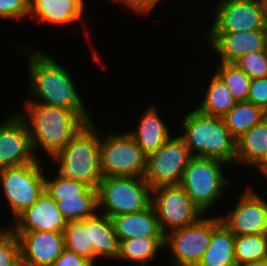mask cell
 Returning <instances> with one entry per match:
<instances>
[{"label": "cell", "instance_id": "4", "mask_svg": "<svg viewBox=\"0 0 267 266\" xmlns=\"http://www.w3.org/2000/svg\"><path fill=\"white\" fill-rule=\"evenodd\" d=\"M94 123L92 121L83 127L50 159L58 165L57 177L74 179L97 189L103 176L99 158V128Z\"/></svg>", "mask_w": 267, "mask_h": 266}, {"label": "cell", "instance_id": "6", "mask_svg": "<svg viewBox=\"0 0 267 266\" xmlns=\"http://www.w3.org/2000/svg\"><path fill=\"white\" fill-rule=\"evenodd\" d=\"M99 158L103 177L130 176L144 178L147 156L126 130L125 133L99 130Z\"/></svg>", "mask_w": 267, "mask_h": 266}, {"label": "cell", "instance_id": "16", "mask_svg": "<svg viewBox=\"0 0 267 266\" xmlns=\"http://www.w3.org/2000/svg\"><path fill=\"white\" fill-rule=\"evenodd\" d=\"M20 244L21 266H52L65 249L63 232H13Z\"/></svg>", "mask_w": 267, "mask_h": 266}, {"label": "cell", "instance_id": "23", "mask_svg": "<svg viewBox=\"0 0 267 266\" xmlns=\"http://www.w3.org/2000/svg\"><path fill=\"white\" fill-rule=\"evenodd\" d=\"M267 157V117L236 139V164L254 170Z\"/></svg>", "mask_w": 267, "mask_h": 266}, {"label": "cell", "instance_id": "18", "mask_svg": "<svg viewBox=\"0 0 267 266\" xmlns=\"http://www.w3.org/2000/svg\"><path fill=\"white\" fill-rule=\"evenodd\" d=\"M13 221V225L8 227L12 232H63L67 224L57 203L45 190L31 207L26 208Z\"/></svg>", "mask_w": 267, "mask_h": 266}, {"label": "cell", "instance_id": "30", "mask_svg": "<svg viewBox=\"0 0 267 266\" xmlns=\"http://www.w3.org/2000/svg\"><path fill=\"white\" fill-rule=\"evenodd\" d=\"M215 73L223 80L236 102L248 101L251 78L235 63L219 62Z\"/></svg>", "mask_w": 267, "mask_h": 266}, {"label": "cell", "instance_id": "40", "mask_svg": "<svg viewBox=\"0 0 267 266\" xmlns=\"http://www.w3.org/2000/svg\"><path fill=\"white\" fill-rule=\"evenodd\" d=\"M258 167H267V157L264 159V161Z\"/></svg>", "mask_w": 267, "mask_h": 266}, {"label": "cell", "instance_id": "14", "mask_svg": "<svg viewBox=\"0 0 267 266\" xmlns=\"http://www.w3.org/2000/svg\"><path fill=\"white\" fill-rule=\"evenodd\" d=\"M246 187L233 209L219 215L221 223L235 235L267 234V200L252 186Z\"/></svg>", "mask_w": 267, "mask_h": 266}, {"label": "cell", "instance_id": "25", "mask_svg": "<svg viewBox=\"0 0 267 266\" xmlns=\"http://www.w3.org/2000/svg\"><path fill=\"white\" fill-rule=\"evenodd\" d=\"M234 241L235 234L220 223L212 231L209 246L197 266H237Z\"/></svg>", "mask_w": 267, "mask_h": 266}, {"label": "cell", "instance_id": "37", "mask_svg": "<svg viewBox=\"0 0 267 266\" xmlns=\"http://www.w3.org/2000/svg\"><path fill=\"white\" fill-rule=\"evenodd\" d=\"M241 266H267V260L256 261V262L248 263V264L241 265Z\"/></svg>", "mask_w": 267, "mask_h": 266}, {"label": "cell", "instance_id": "26", "mask_svg": "<svg viewBox=\"0 0 267 266\" xmlns=\"http://www.w3.org/2000/svg\"><path fill=\"white\" fill-rule=\"evenodd\" d=\"M209 79L205 97L195 108L209 116L223 117L235 105L236 101L223 80L215 72Z\"/></svg>", "mask_w": 267, "mask_h": 266}, {"label": "cell", "instance_id": "3", "mask_svg": "<svg viewBox=\"0 0 267 266\" xmlns=\"http://www.w3.org/2000/svg\"><path fill=\"white\" fill-rule=\"evenodd\" d=\"M179 136L192 157L213 158L236 165V139L222 117L209 116L196 108L182 116Z\"/></svg>", "mask_w": 267, "mask_h": 266}, {"label": "cell", "instance_id": "9", "mask_svg": "<svg viewBox=\"0 0 267 266\" xmlns=\"http://www.w3.org/2000/svg\"><path fill=\"white\" fill-rule=\"evenodd\" d=\"M221 223L219 215H205L195 224L165 234L164 249H170L173 266H197L207 250L212 231ZM168 247V248H167Z\"/></svg>", "mask_w": 267, "mask_h": 266}, {"label": "cell", "instance_id": "10", "mask_svg": "<svg viewBox=\"0 0 267 266\" xmlns=\"http://www.w3.org/2000/svg\"><path fill=\"white\" fill-rule=\"evenodd\" d=\"M151 204L164 234L195 224L205 215L180 184L153 188Z\"/></svg>", "mask_w": 267, "mask_h": 266}, {"label": "cell", "instance_id": "7", "mask_svg": "<svg viewBox=\"0 0 267 266\" xmlns=\"http://www.w3.org/2000/svg\"><path fill=\"white\" fill-rule=\"evenodd\" d=\"M151 193L144 178L102 177L97 188L98 211L108 217L141 211L151 204Z\"/></svg>", "mask_w": 267, "mask_h": 266}, {"label": "cell", "instance_id": "13", "mask_svg": "<svg viewBox=\"0 0 267 266\" xmlns=\"http://www.w3.org/2000/svg\"><path fill=\"white\" fill-rule=\"evenodd\" d=\"M208 32L267 30L261 0H218Z\"/></svg>", "mask_w": 267, "mask_h": 266}, {"label": "cell", "instance_id": "33", "mask_svg": "<svg viewBox=\"0 0 267 266\" xmlns=\"http://www.w3.org/2000/svg\"><path fill=\"white\" fill-rule=\"evenodd\" d=\"M29 0H0V19L18 20L29 17Z\"/></svg>", "mask_w": 267, "mask_h": 266}, {"label": "cell", "instance_id": "27", "mask_svg": "<svg viewBox=\"0 0 267 266\" xmlns=\"http://www.w3.org/2000/svg\"><path fill=\"white\" fill-rule=\"evenodd\" d=\"M267 113L249 101L236 102L222 117L231 135L238 139L242 134L260 123Z\"/></svg>", "mask_w": 267, "mask_h": 266}, {"label": "cell", "instance_id": "17", "mask_svg": "<svg viewBox=\"0 0 267 266\" xmlns=\"http://www.w3.org/2000/svg\"><path fill=\"white\" fill-rule=\"evenodd\" d=\"M206 39L219 62L234 63L248 52L266 50L267 30L207 32Z\"/></svg>", "mask_w": 267, "mask_h": 266}, {"label": "cell", "instance_id": "38", "mask_svg": "<svg viewBox=\"0 0 267 266\" xmlns=\"http://www.w3.org/2000/svg\"><path fill=\"white\" fill-rule=\"evenodd\" d=\"M256 169L259 171V173H262L261 175H263L264 178L267 179V167H257Z\"/></svg>", "mask_w": 267, "mask_h": 266}, {"label": "cell", "instance_id": "19", "mask_svg": "<svg viewBox=\"0 0 267 266\" xmlns=\"http://www.w3.org/2000/svg\"><path fill=\"white\" fill-rule=\"evenodd\" d=\"M85 3V0H31L29 18L52 26L82 23L87 13Z\"/></svg>", "mask_w": 267, "mask_h": 266}, {"label": "cell", "instance_id": "24", "mask_svg": "<svg viewBox=\"0 0 267 266\" xmlns=\"http://www.w3.org/2000/svg\"><path fill=\"white\" fill-rule=\"evenodd\" d=\"M165 236H141L120 241L116 260L134 266H148L164 250Z\"/></svg>", "mask_w": 267, "mask_h": 266}, {"label": "cell", "instance_id": "5", "mask_svg": "<svg viewBox=\"0 0 267 266\" xmlns=\"http://www.w3.org/2000/svg\"><path fill=\"white\" fill-rule=\"evenodd\" d=\"M225 165L228 164L218 159L192 157L184 170L180 185L205 215L225 197V189L231 183L225 176Z\"/></svg>", "mask_w": 267, "mask_h": 266}, {"label": "cell", "instance_id": "12", "mask_svg": "<svg viewBox=\"0 0 267 266\" xmlns=\"http://www.w3.org/2000/svg\"><path fill=\"white\" fill-rule=\"evenodd\" d=\"M192 155L184 140L172 135L156 152L147 156L144 180L155 188L180 184Z\"/></svg>", "mask_w": 267, "mask_h": 266}, {"label": "cell", "instance_id": "2", "mask_svg": "<svg viewBox=\"0 0 267 266\" xmlns=\"http://www.w3.org/2000/svg\"><path fill=\"white\" fill-rule=\"evenodd\" d=\"M17 112L27 123L36 157L39 154L37 151L42 150L49 157L57 155L83 127L94 120L90 113H74L70 109L42 103H24Z\"/></svg>", "mask_w": 267, "mask_h": 266}, {"label": "cell", "instance_id": "41", "mask_svg": "<svg viewBox=\"0 0 267 266\" xmlns=\"http://www.w3.org/2000/svg\"><path fill=\"white\" fill-rule=\"evenodd\" d=\"M6 229H7V228H5V227L0 228V235H1Z\"/></svg>", "mask_w": 267, "mask_h": 266}, {"label": "cell", "instance_id": "28", "mask_svg": "<svg viewBox=\"0 0 267 266\" xmlns=\"http://www.w3.org/2000/svg\"><path fill=\"white\" fill-rule=\"evenodd\" d=\"M237 266L267 260V234L235 235Z\"/></svg>", "mask_w": 267, "mask_h": 266}, {"label": "cell", "instance_id": "35", "mask_svg": "<svg viewBox=\"0 0 267 266\" xmlns=\"http://www.w3.org/2000/svg\"><path fill=\"white\" fill-rule=\"evenodd\" d=\"M114 3H119L120 5L123 4L125 8H129V10H132L134 13H139V15H147L148 13L151 14V12L157 8L158 3L161 0H111ZM157 5V6H156Z\"/></svg>", "mask_w": 267, "mask_h": 266}, {"label": "cell", "instance_id": "22", "mask_svg": "<svg viewBox=\"0 0 267 266\" xmlns=\"http://www.w3.org/2000/svg\"><path fill=\"white\" fill-rule=\"evenodd\" d=\"M119 244L110 217L100 212L89 217V245L93 248L96 265L101 259L116 260Z\"/></svg>", "mask_w": 267, "mask_h": 266}, {"label": "cell", "instance_id": "34", "mask_svg": "<svg viewBox=\"0 0 267 266\" xmlns=\"http://www.w3.org/2000/svg\"><path fill=\"white\" fill-rule=\"evenodd\" d=\"M248 101L267 113V77L251 80Z\"/></svg>", "mask_w": 267, "mask_h": 266}, {"label": "cell", "instance_id": "31", "mask_svg": "<svg viewBox=\"0 0 267 266\" xmlns=\"http://www.w3.org/2000/svg\"><path fill=\"white\" fill-rule=\"evenodd\" d=\"M234 63L251 79L267 77V50L248 52Z\"/></svg>", "mask_w": 267, "mask_h": 266}, {"label": "cell", "instance_id": "39", "mask_svg": "<svg viewBox=\"0 0 267 266\" xmlns=\"http://www.w3.org/2000/svg\"><path fill=\"white\" fill-rule=\"evenodd\" d=\"M263 9L265 10L266 18H267V0H261Z\"/></svg>", "mask_w": 267, "mask_h": 266}, {"label": "cell", "instance_id": "15", "mask_svg": "<svg viewBox=\"0 0 267 266\" xmlns=\"http://www.w3.org/2000/svg\"><path fill=\"white\" fill-rule=\"evenodd\" d=\"M0 123V169L36 162L29 129L17 111Z\"/></svg>", "mask_w": 267, "mask_h": 266}, {"label": "cell", "instance_id": "21", "mask_svg": "<svg viewBox=\"0 0 267 266\" xmlns=\"http://www.w3.org/2000/svg\"><path fill=\"white\" fill-rule=\"evenodd\" d=\"M110 219L119 242L141 236H165L152 204L141 211L119 214Z\"/></svg>", "mask_w": 267, "mask_h": 266}, {"label": "cell", "instance_id": "11", "mask_svg": "<svg viewBox=\"0 0 267 266\" xmlns=\"http://www.w3.org/2000/svg\"><path fill=\"white\" fill-rule=\"evenodd\" d=\"M52 178L45 176V191L66 221L84 220L99 212L97 189L74 179Z\"/></svg>", "mask_w": 267, "mask_h": 266}, {"label": "cell", "instance_id": "8", "mask_svg": "<svg viewBox=\"0 0 267 266\" xmlns=\"http://www.w3.org/2000/svg\"><path fill=\"white\" fill-rule=\"evenodd\" d=\"M38 159L34 163L0 169L2 194L15 219L31 207L45 190V168Z\"/></svg>", "mask_w": 267, "mask_h": 266}, {"label": "cell", "instance_id": "1", "mask_svg": "<svg viewBox=\"0 0 267 266\" xmlns=\"http://www.w3.org/2000/svg\"><path fill=\"white\" fill-rule=\"evenodd\" d=\"M22 48V49H21ZM35 48V49H34ZM20 47L28 61L27 75L29 99L24 103H42L45 105L70 109L74 113H89L79 94L72 74L50 54L37 47ZM32 97V98H31Z\"/></svg>", "mask_w": 267, "mask_h": 266}, {"label": "cell", "instance_id": "29", "mask_svg": "<svg viewBox=\"0 0 267 266\" xmlns=\"http://www.w3.org/2000/svg\"><path fill=\"white\" fill-rule=\"evenodd\" d=\"M65 248L95 264L93 248L89 245V218L67 221L63 231Z\"/></svg>", "mask_w": 267, "mask_h": 266}, {"label": "cell", "instance_id": "32", "mask_svg": "<svg viewBox=\"0 0 267 266\" xmlns=\"http://www.w3.org/2000/svg\"><path fill=\"white\" fill-rule=\"evenodd\" d=\"M0 235V266H21L18 237L8 228Z\"/></svg>", "mask_w": 267, "mask_h": 266}, {"label": "cell", "instance_id": "20", "mask_svg": "<svg viewBox=\"0 0 267 266\" xmlns=\"http://www.w3.org/2000/svg\"><path fill=\"white\" fill-rule=\"evenodd\" d=\"M156 107L148 106L140 114L138 125L129 131L146 156L156 152L173 135Z\"/></svg>", "mask_w": 267, "mask_h": 266}, {"label": "cell", "instance_id": "36", "mask_svg": "<svg viewBox=\"0 0 267 266\" xmlns=\"http://www.w3.org/2000/svg\"><path fill=\"white\" fill-rule=\"evenodd\" d=\"M52 266H96L91 260L81 257L76 253L63 250L61 255L55 260Z\"/></svg>", "mask_w": 267, "mask_h": 266}]
</instances>
